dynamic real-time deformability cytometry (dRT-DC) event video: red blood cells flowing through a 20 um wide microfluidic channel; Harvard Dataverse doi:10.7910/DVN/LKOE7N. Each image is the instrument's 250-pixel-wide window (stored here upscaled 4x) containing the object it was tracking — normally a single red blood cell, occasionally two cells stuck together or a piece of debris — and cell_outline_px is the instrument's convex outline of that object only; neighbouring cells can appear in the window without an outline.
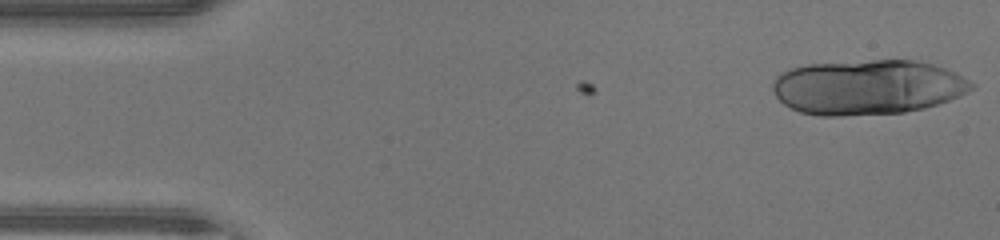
{"species": "human", "species_latin": "Homo sapiens", "temperature_condition": "warm", "stored_images_in_passage": 14, "camera_frame_rate_fps": 3000, "um_per_image_px": 0.085, "donor": {"sex": "male"}, "frame": {"image": 1, "passage_image": 1, "time_ms": 0.0, "image_size_px": [1000, 240], "cell_outline_px": [[976, 88], [960, 96], [924, 108], [904, 112], [840, 116], [820, 116], [800, 112], [784, 104], [776, 96], [772, 88], [772, 84], [776, 76], [780, 72], [792, 68], [808, 64], [872, 60], [912, 60], [932, 64], [956, 72], [976, 84]], "centroid_in_image_um": [73.76, 7.41], "position_along_channel_um": 11.2, "area_um2": 63.75}}